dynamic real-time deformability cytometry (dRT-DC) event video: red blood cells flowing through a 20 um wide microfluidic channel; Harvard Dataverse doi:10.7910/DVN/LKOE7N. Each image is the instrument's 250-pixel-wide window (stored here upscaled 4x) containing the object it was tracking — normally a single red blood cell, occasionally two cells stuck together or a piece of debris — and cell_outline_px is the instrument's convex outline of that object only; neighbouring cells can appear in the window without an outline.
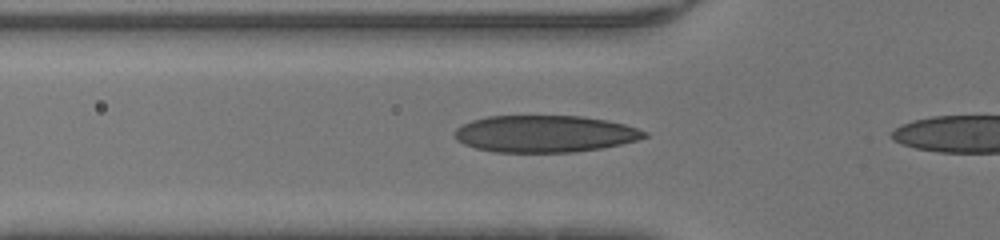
{"species": "human", "species_latin": "Homo sapiens", "temperature_condition": "warm", "stored_images_in_passage": 23, "camera_frame_rate_fps": 3000, "um_per_image_px": 0.085, "donor": {"sex": "male"}, "frame": {"image": 1, "passage_image": 7, "time_ms": 2.0, "image_size_px": [1000, 240], "cell_outline_px": [[648, 136], [636, 140], [620, 144], [600, 148], [572, 152], [496, 152], [476, 148], [464, 144], [456, 140], [452, 132], [456, 128], [472, 120], [488, 116], [580, 116], [604, 120], [624, 124], [648, 132]], "centroid_in_image_um": [46.26, 11.37], "position_along_channel_um": 79.5, "area_um2": 40.63}}
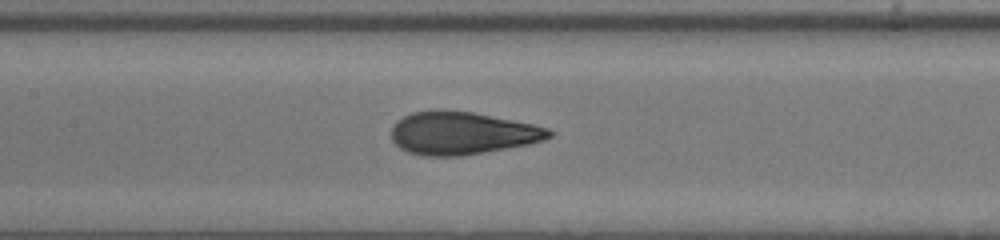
{"frame": {"image": 2, "passage_image": 13, "time_ms": 4.0, "image_size_px": [1000, 240], "cell_outline_px": [[556, 132], [552, 136], [544, 140], [528, 144], [484, 152], [460, 156], [424, 156], [408, 152], [400, 148], [392, 140], [392, 128], [396, 120], [412, 112], [436, 108], [444, 108], [472, 112], [532, 124], [548, 128]], "centroid_in_image_um": [39.25, 11.3], "position_along_channel_um": 168.2, "area_um2": 39.59}}
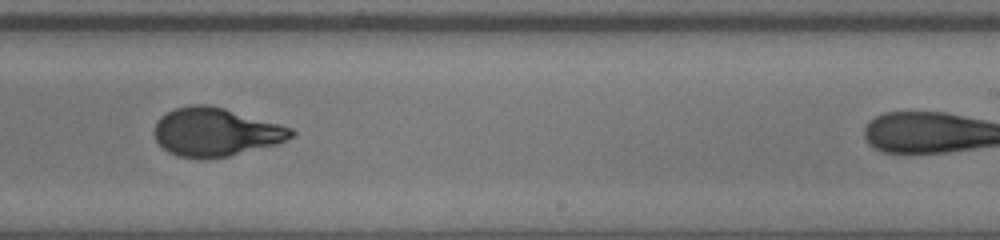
{"frame": {"image": 3, "passage_image": 20, "time_ms": 6.333, "image_size_px": [1000, 240], "cell_outline_px": [[296, 136], [276, 144], [228, 156], [176, 156], [168, 152], [156, 140], [152, 132], [156, 120], [160, 116], [176, 108], [192, 104], [208, 104], [224, 108], [280, 124], [292, 128], [296, 132]], "centroid_in_image_um": [18.33, 11.19], "position_along_channel_um": 270.7, "area_um2": 38.21}}